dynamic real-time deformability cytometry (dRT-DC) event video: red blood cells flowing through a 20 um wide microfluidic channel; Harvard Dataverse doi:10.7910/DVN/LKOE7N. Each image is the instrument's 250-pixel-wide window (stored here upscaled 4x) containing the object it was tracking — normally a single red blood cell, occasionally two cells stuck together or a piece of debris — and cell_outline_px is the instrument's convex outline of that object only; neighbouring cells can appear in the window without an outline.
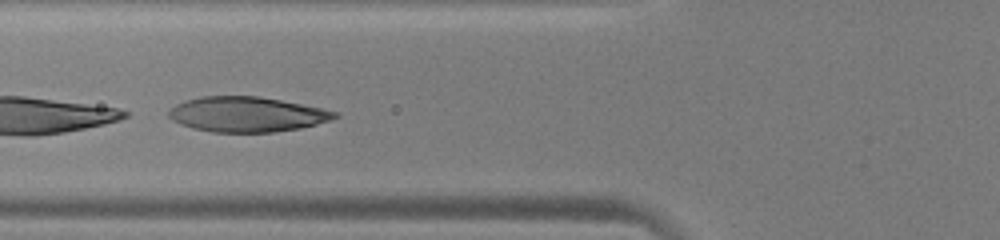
{"species": "human", "species_latin": "Homo sapiens", "temperature_condition": "warm", "stored_images_in_passage": 19, "camera_frame_rate_fps": 3000, "um_per_image_px": 0.085, "donor": {"sex": "male"}, "frame": {"image": 1, "passage_image": 15, "time_ms": 4.667, "image_size_px": [1000, 240], "cell_outline_px": [[340, 116], [316, 124], [300, 128], [272, 132], [212, 132], [192, 128], [180, 124], [172, 120], [168, 116], [168, 112], [176, 104], [200, 96], [256, 96], [280, 100], [340, 112]], "centroid_in_image_um": [20.96, 9.72], "position_along_channel_um": 104.8, "area_um2": 33.7}}